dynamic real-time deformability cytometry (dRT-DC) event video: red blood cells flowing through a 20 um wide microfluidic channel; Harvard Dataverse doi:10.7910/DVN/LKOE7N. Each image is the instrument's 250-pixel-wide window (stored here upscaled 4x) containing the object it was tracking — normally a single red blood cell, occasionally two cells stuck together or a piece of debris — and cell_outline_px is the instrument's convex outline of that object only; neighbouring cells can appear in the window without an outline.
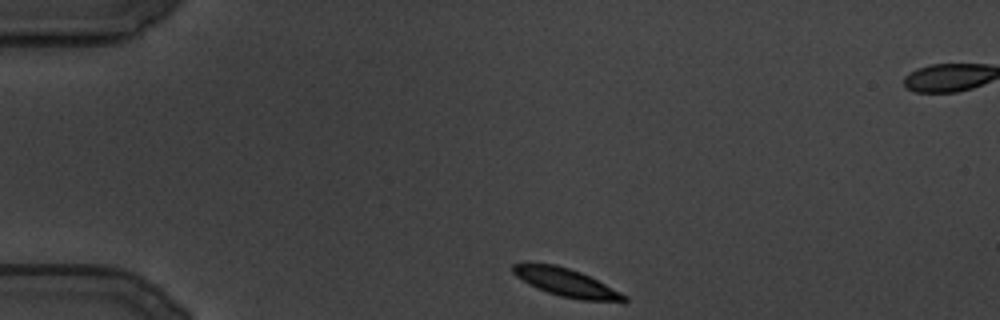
{"species": "common noctule bat (a hibernating species)", "species_latin": "Nyctalus noctula", "temperature_condition": "cold", "stored_images_in_passage": 100, "camera_frame_rate_fps": 3000, "um_per_image_px": 0.085, "animal": {"sex": "male", "body_mass_g": 19.5, "forearm_length_mm": 54.6}, "frame": {"image": 1, "passage_image": 1, "time_ms": 0.0, "image_size_px": [1000, 320], "cell_outline_px": [[628, 300], [624, 304], [580, 300], [560, 296], [536, 288], [528, 284], [516, 276], [512, 272], [512, 264], [524, 260], [556, 264], [580, 272], [628, 296]], "centroid_in_image_um": [48.11, 24.01], "position_along_channel_um": 36.9, "area_um2": 18.9}}
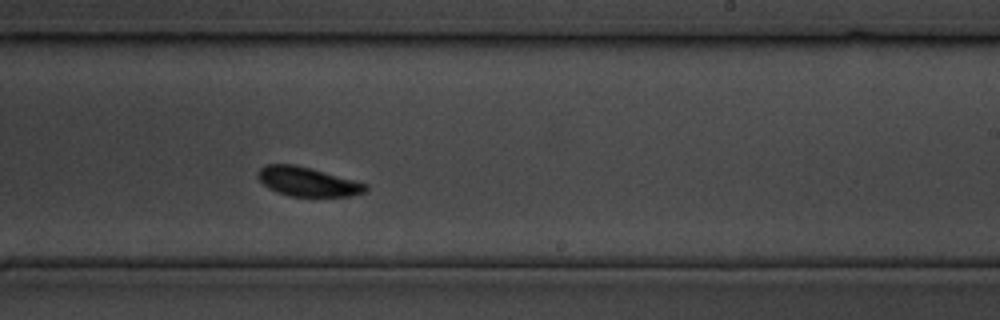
{"frame": {"image": 2, "passage_image": 52, "time_ms": 17.0, "image_size_px": [1000, 320], "cell_outline_px": [[368, 188], [364, 192], [352, 196], [292, 196], [276, 192], [268, 188], [256, 176], [256, 172], [264, 164], [296, 164], [312, 168], [368, 184]], "centroid_in_image_um": [26.12, 15.43], "position_along_channel_um": 262.9, "area_um2": 18.44}}
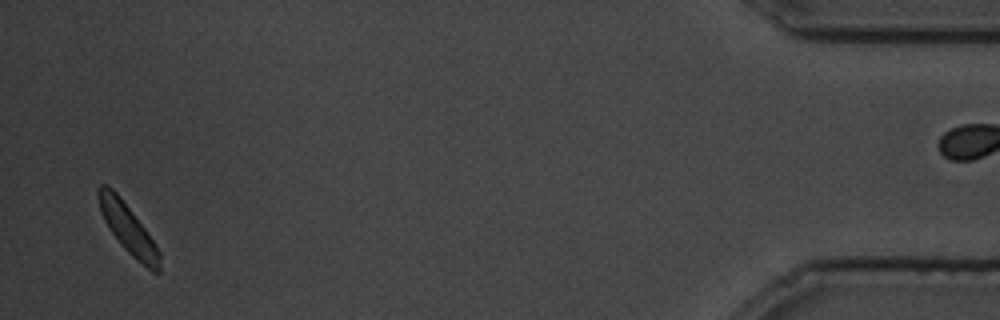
{"frame": {"image": 3, "passage_image": 96, "time_ms": 31.667, "image_size_px": [1000, 320], "cell_outline_px": [[160, 272], [152, 272], [132, 256], [124, 248], [108, 228], [100, 212], [96, 196], [96, 188], [100, 184], [108, 184], [120, 196], [144, 228], [160, 252]], "centroid_in_image_um": [10.82, 19.39], "position_along_channel_um": 424.4, "area_um2": 17.57}}